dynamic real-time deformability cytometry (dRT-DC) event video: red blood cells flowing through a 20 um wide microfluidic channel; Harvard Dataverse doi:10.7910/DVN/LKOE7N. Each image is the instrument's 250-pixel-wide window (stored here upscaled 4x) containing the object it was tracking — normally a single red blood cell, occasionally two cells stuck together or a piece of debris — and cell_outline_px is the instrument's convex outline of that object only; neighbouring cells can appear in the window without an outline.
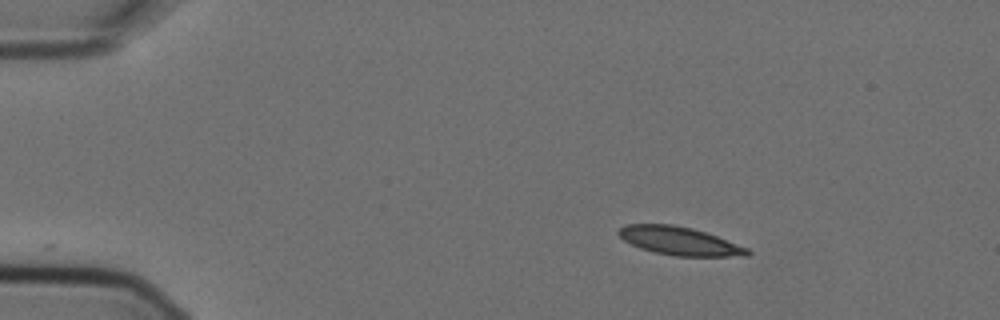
{"species": "Egyptian fruit bat (a non-hibernating species)", "species_latin": "Rousettus aegyptiacus", "temperature_condition": "cold", "stored_images_in_passage": 3, "camera_frame_rate_fps": 3000, "um_per_image_px": 0.085, "animal": {"sex": "female"}, "frame": {"image": 1, "passage_image": 1, "time_ms": 0.0, "image_size_px": [1000, 320], "cell_outline_px": [[752, 252], [748, 256], [676, 256], [656, 252], [640, 248], [624, 240], [616, 232], [624, 224], [672, 224], [692, 228], [716, 236], [748, 248]], "centroid_in_image_um": [57.75, 20.48], "position_along_channel_um": 27.3, "area_um2": 21.04}}